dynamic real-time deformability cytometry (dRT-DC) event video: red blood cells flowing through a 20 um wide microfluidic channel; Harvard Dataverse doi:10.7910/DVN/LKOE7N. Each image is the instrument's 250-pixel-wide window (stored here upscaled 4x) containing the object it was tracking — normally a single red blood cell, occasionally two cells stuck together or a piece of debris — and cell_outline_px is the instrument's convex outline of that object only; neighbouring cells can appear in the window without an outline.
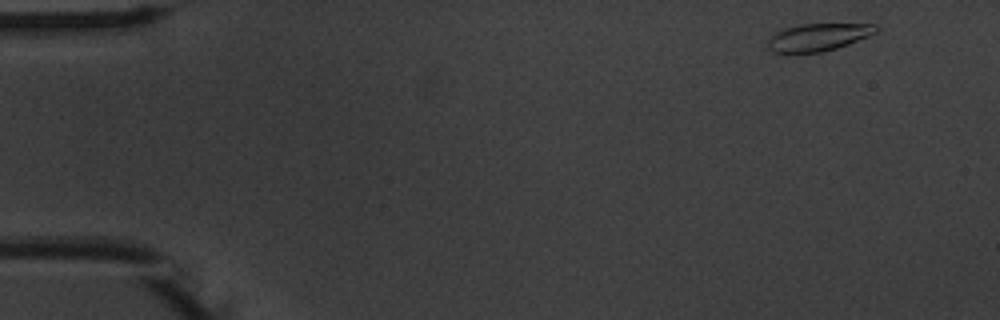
{"species": "common noctule bat (a hibernating species)", "species_latin": "Nyctalus noctula", "temperature_condition": "warm", "stored_images_in_passage": 52, "camera_frame_rate_fps": 3000, "um_per_image_px": 0.085, "animal": {"sex": "male", "body_mass_g": 20.1, "forearm_length_mm": 53.5}, "frame": {"image": 1, "passage_image": 2, "time_ms": 0.333, "image_size_px": [1000, 320], "cell_outline_px": [[880, 28], [876, 32], [868, 36], [848, 44], [836, 48], [820, 52], [772, 52], [768, 48], [768, 40], [776, 32], [784, 28], [800, 24], [876, 24]], "centroid_in_image_um": [69.56, 3.15], "position_along_channel_um": 15.4, "area_um2": 17.11}}
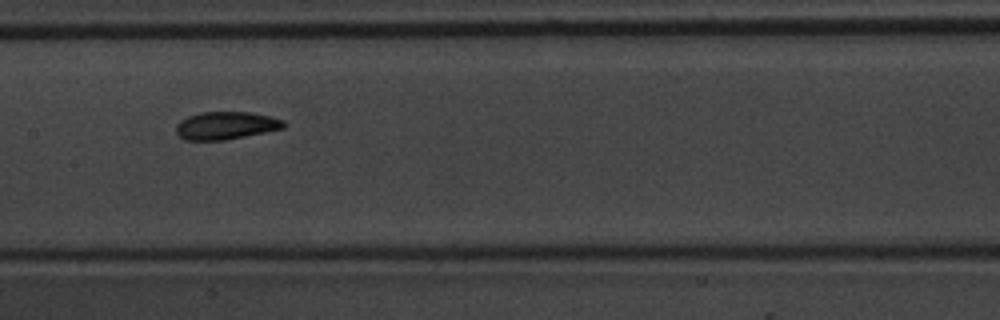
{"frame": {"image": 2, "passage_image": 25, "time_ms": 8.0, "image_size_px": [1000, 320], "cell_outline_px": [[284, 128], [224, 140], [184, 140], [176, 132], [176, 124], [180, 120], [188, 116], [200, 112], [252, 112], [284, 120]], "centroid_in_image_um": [19.16, 10.66], "position_along_channel_um": 188.2, "area_um2": 17.28}}
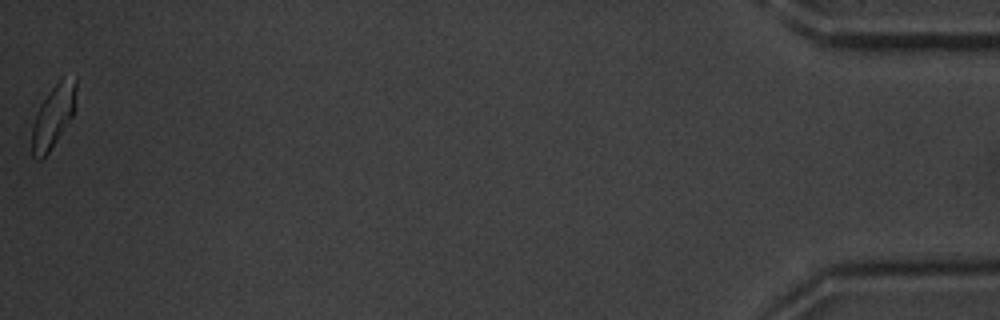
{"frame": {"image": 3, "passage_image": 52, "time_ms": 17.0, "image_size_px": [1000, 320], "cell_outline_px": [[76, 92], [72, 116], [48, 152], [40, 160], [36, 160], [32, 156], [32, 124], [36, 112], [40, 104], [60, 76], [76, 76]], "centroid_in_image_um": [4.51, 9.82], "position_along_channel_um": 430.7, "area_um2": 16.13}, "authors_computed_cell_mechanics": {"area_um2": 17.2822, "velocity_mm_per_s": 3.7377, "shape_relaxation_time_tau1_ms": 2.5126, "shape_relaxation_time_tau2_ms": 3.9537, "deformation_change_tau1": 0.124, "deformation_change_tau2": 0.0912}}